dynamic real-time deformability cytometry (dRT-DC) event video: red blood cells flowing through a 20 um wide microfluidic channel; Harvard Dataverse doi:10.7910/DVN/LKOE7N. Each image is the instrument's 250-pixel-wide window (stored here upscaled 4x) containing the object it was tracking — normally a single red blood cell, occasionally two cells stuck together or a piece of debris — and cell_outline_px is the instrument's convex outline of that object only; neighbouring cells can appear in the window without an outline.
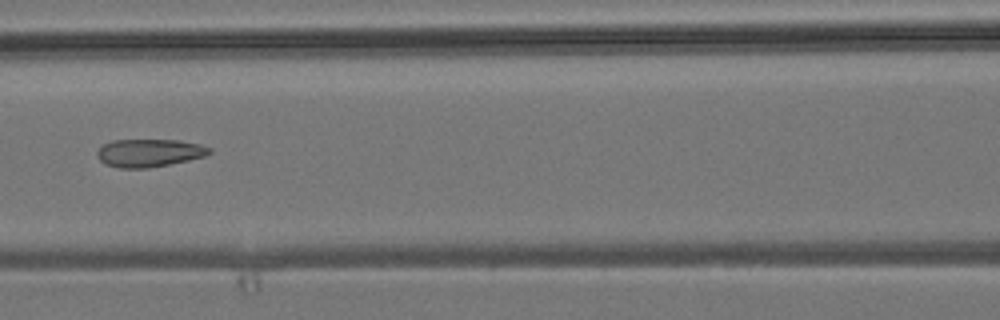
{"species": "common noctule bat (a hibernating species)", "species_latin": "Nyctalus noctula", "temperature_condition": "room temperature", "stored_images_in_passage": 5, "camera_frame_rate_fps": 3000, "um_per_image_px": 0.085, "animal": {"sex": "male", "body_mass_g": 19.2, "forearm_length_mm": 51.8}, "frame": {"image": 1, "passage_image": 5, "time_ms": 4.667, "image_size_px": [1000, 320], "cell_outline_px": [[212, 152], [204, 156], [188, 160], [148, 168], [120, 168], [104, 164], [96, 156], [96, 152], [104, 144], [112, 140], [180, 140], [200, 144], [212, 148]], "centroid_in_image_um": [12.67, 12.99], "position_along_channel_um": 153.9, "area_um2": 18.26}}